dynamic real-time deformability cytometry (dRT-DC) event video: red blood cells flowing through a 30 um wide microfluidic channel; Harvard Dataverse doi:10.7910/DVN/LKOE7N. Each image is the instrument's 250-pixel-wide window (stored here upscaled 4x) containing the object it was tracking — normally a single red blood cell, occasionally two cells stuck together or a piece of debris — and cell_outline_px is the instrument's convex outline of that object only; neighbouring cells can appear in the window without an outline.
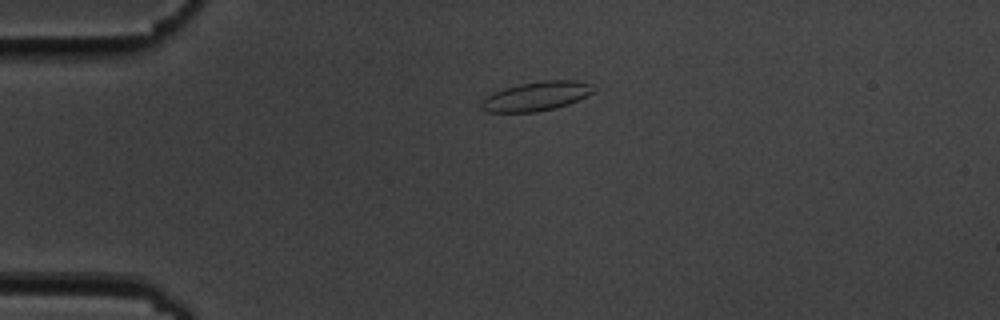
{"species": "common noctule bat (a hibernating species)", "species_latin": "Nyctalus noctula", "temperature_condition": "cold", "stored_images_in_passage": 45, "camera_frame_rate_fps": 3000, "um_per_image_px": 0.085, "animal": {"sex": "male", "body_mass_g": 19.5, "forearm_length_mm": 54.6}, "frame": {"image": 1, "passage_image": 2, "time_ms": 0.333, "image_size_px": [1000, 320], "cell_outline_px": [[596, 92], [568, 104], [556, 108], [536, 112], [484, 112], [480, 108], [480, 100], [492, 92], [504, 88], [520, 84], [544, 80], [576, 80], [592, 84], [596, 88]], "centroid_in_image_um": [45.58, 8.18], "position_along_channel_um": 39.4, "area_um2": 19.42}}
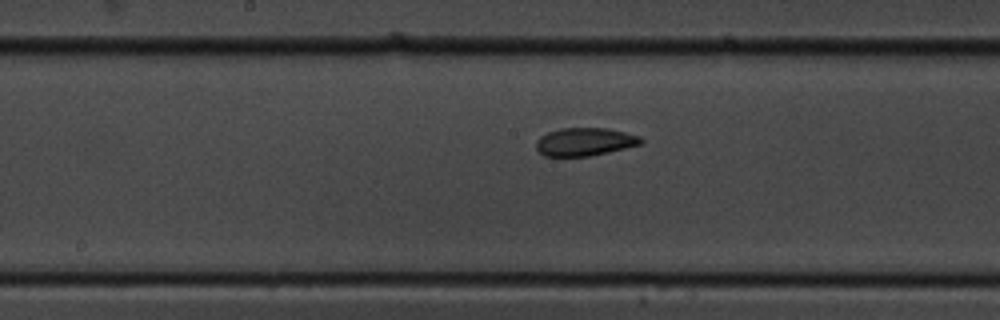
{"frame": {"image": 2, "passage_image": 18, "time_ms": 5.667, "image_size_px": [1000, 320], "cell_outline_px": [[644, 144], [608, 152], [588, 156], [544, 156], [536, 148], [536, 140], [540, 136], [548, 132], [560, 128], [608, 128], [640, 136], [644, 140]], "centroid_in_image_um": [49.72, 12.05], "position_along_channel_um": 198.5, "area_um2": 17.22}}
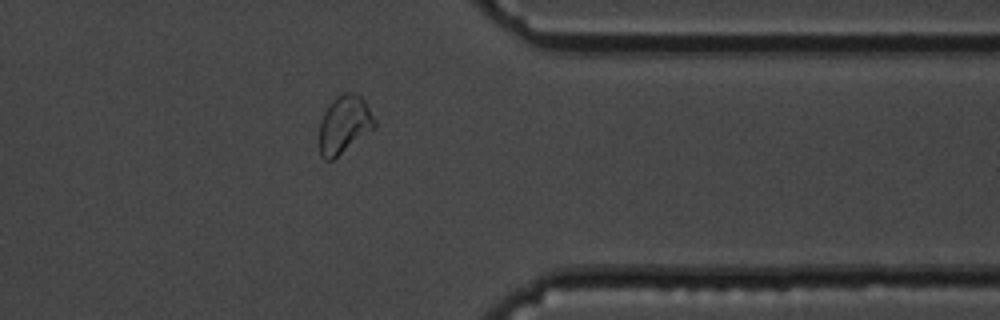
{"frame": {"image": 3, "passage_image": 34, "time_ms": 11.0, "image_size_px": [1000, 320], "cell_outline_px": [[376, 128], [332, 160], [324, 160], [320, 156], [320, 120], [324, 112], [332, 100], [336, 96], [344, 92], [356, 92], [364, 100], [376, 120]], "centroid_in_image_um": [29.28, 10.57], "position_along_channel_um": 382.1, "area_um2": 18.79}, "authors_computed_cell_mechanics": {"area_um2": 17.6868, "velocity_mm_per_s": 3.596, "shape_relaxation_time_tau1_ms": 4.0715, "shape_relaxation_time_tau2_ms": 4.4497, "deformation_change_tau1": 0.1167, "deformation_change_tau2": 0.0736}}